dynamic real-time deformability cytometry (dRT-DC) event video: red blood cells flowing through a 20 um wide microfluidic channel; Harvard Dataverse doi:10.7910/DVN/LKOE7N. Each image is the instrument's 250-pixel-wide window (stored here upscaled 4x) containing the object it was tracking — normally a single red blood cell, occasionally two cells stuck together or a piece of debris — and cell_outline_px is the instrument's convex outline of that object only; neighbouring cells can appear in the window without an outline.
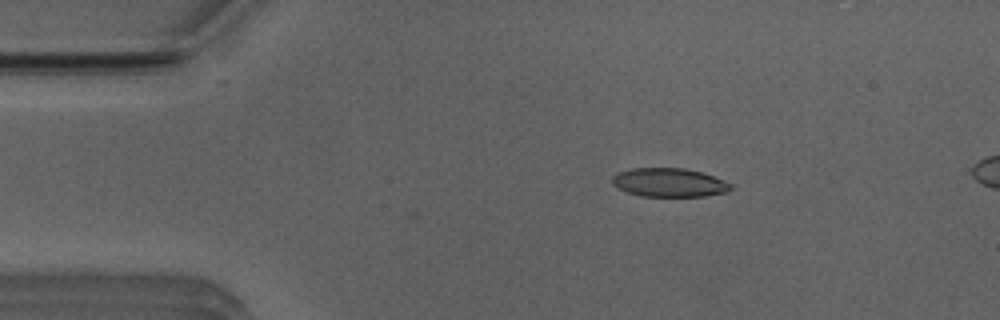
{"species": "Egyptian fruit bat (a non-hibernating species)", "species_latin": "Rousettus aegyptiacus", "temperature_condition": "room temperature", "stored_images_in_passage": 3, "camera_frame_rate_fps": 3000, "um_per_image_px": 0.085, "animal": {"sex": "male"}, "frame": {"image": 1, "passage_image": 1, "time_ms": 0.0, "image_size_px": [1000, 320], "cell_outline_px": [[732, 188], [724, 192], [704, 196], [640, 196], [628, 192], [612, 184], [612, 176], [616, 172], [632, 168], [684, 168], [700, 172], [712, 176], [732, 184]], "centroid_in_image_um": [56.83, 15.51], "position_along_channel_um": 28.2, "area_um2": 19.65}}